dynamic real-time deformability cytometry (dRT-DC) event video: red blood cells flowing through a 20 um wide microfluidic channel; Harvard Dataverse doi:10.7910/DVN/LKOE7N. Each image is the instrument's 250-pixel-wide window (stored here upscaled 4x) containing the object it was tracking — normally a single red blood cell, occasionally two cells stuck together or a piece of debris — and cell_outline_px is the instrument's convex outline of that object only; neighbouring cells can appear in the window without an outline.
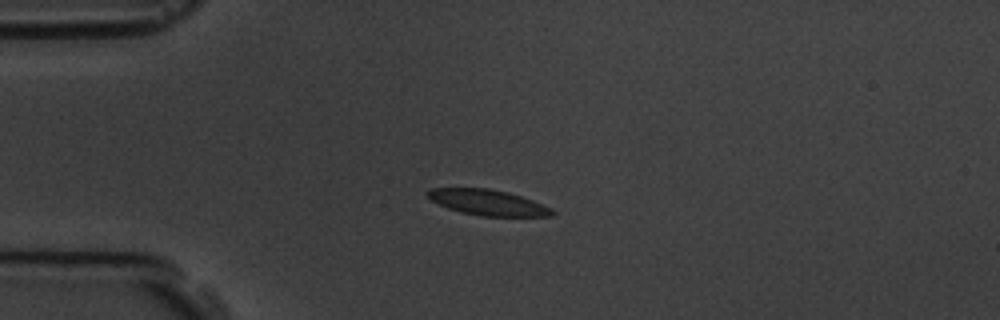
{"species": "common noctule bat (a hibernating species)", "species_latin": "Nyctalus noctula", "temperature_condition": "room temperature", "stored_images_in_passage": 4, "camera_frame_rate_fps": 3000, "um_per_image_px": 0.085, "animal": {"sex": "male", "body_mass_g": 19.5, "forearm_length_mm": 54.6}, "frame": {"image": 1, "passage_image": 1, "time_ms": 0.0, "image_size_px": [1000, 320], "cell_outline_px": [[556, 212], [552, 216], [480, 216], [460, 212], [448, 208], [432, 200], [424, 192], [432, 188], [488, 188], [508, 192], [532, 200], [552, 208]], "centroid_in_image_um": [41.47, 17.21], "position_along_channel_um": 43.5, "area_um2": 18.55}}
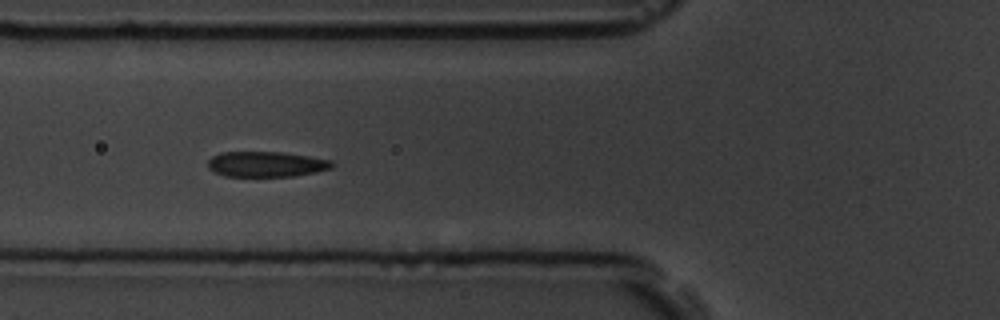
{"frame": {"image": 2, "passage_image": 3, "time_ms": 2.333, "image_size_px": [1000, 320], "cell_outline_px": [[336, 164], [332, 168], [316, 172], [296, 176], [224, 176], [212, 172], [208, 168], [208, 160], [212, 156], [220, 152], [284, 152], [332, 160]], "centroid_in_image_um": [22.63, 13.95], "position_along_channel_um": 103.2, "area_um2": 18.61}}
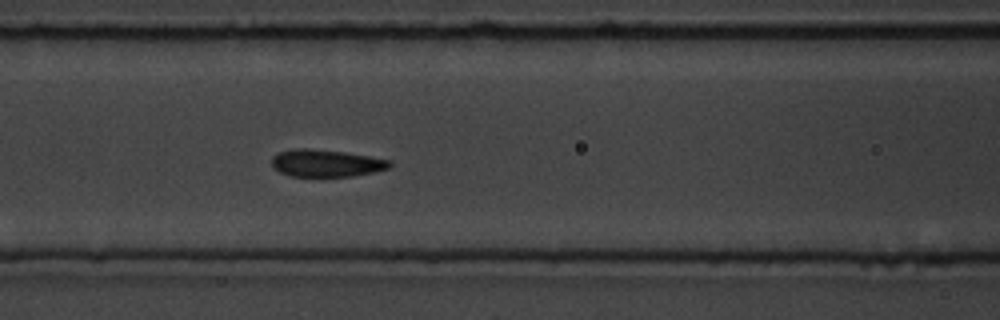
{"frame": {"image": 3, "passage_image": 4, "time_ms": 3.333, "image_size_px": [1000, 320], "cell_outline_px": [[392, 164], [388, 168], [372, 172], [352, 176], [292, 176], [280, 172], [272, 168], [272, 156], [280, 152], [296, 148], [308, 148], [344, 152], [392, 160]], "centroid_in_image_um": [27.7, 13.86], "position_along_channel_um": 138.9, "area_um2": 18.61}}